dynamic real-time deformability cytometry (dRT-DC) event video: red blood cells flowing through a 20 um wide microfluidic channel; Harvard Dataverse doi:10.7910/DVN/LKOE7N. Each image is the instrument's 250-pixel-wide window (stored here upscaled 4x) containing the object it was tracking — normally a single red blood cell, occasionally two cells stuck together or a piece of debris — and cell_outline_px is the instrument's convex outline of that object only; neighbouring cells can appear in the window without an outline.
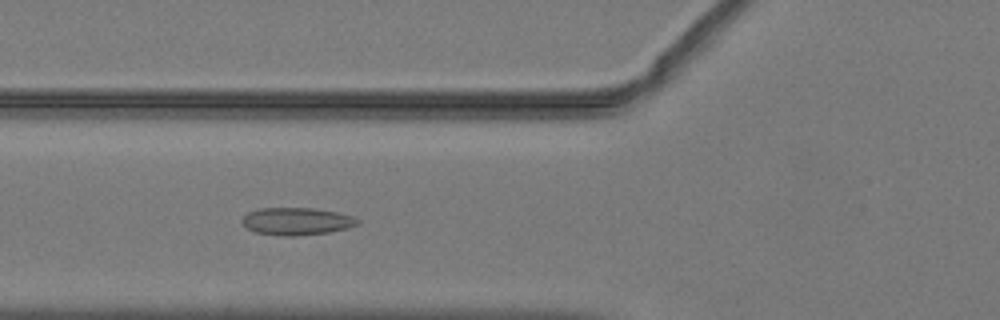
{"species": "common noctule bat (a hibernating species)", "species_latin": "Nyctalus noctula", "temperature_condition": "warm", "stored_images_in_passage": 50, "camera_frame_rate_fps": 3000, "um_per_image_px": 0.085, "animal": {"sex": "male", "body_mass_g": 19.2, "forearm_length_mm": 51.8}, "frame": {"image": 1, "passage_image": 19, "time_ms": 6.0, "image_size_px": [1000, 320], "cell_outline_px": [[360, 220], [356, 224], [348, 228], [328, 232], [296, 236], [280, 236], [256, 232], [248, 228], [240, 220], [248, 212], [260, 208], [312, 208], [340, 212], [352, 216]], "centroid_in_image_um": [25.21, 18.8], "position_along_channel_um": 100.6, "area_um2": 18.44}}
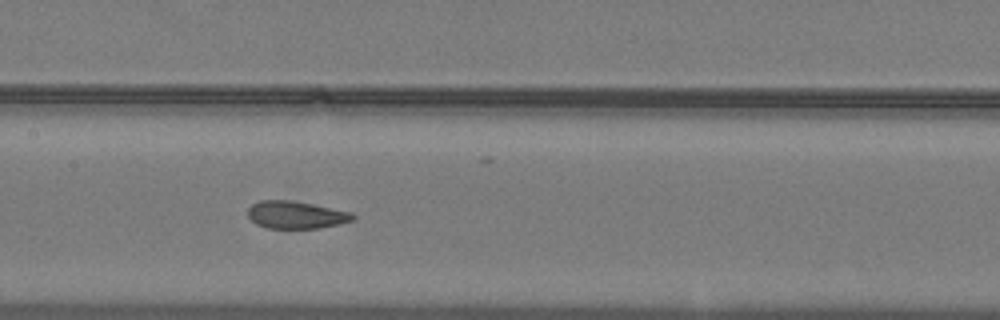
{"frame": {"image": 2, "passage_image": 25, "time_ms": 8.0, "image_size_px": [1000, 320], "cell_outline_px": [[356, 220], [340, 224], [320, 228], [268, 228], [256, 224], [248, 216], [248, 208], [252, 204], [260, 200], [288, 200], [352, 212], [356, 216]], "centroid_in_image_um": [25.18, 18.27], "position_along_channel_um": 182.2, "area_um2": 16.76}}
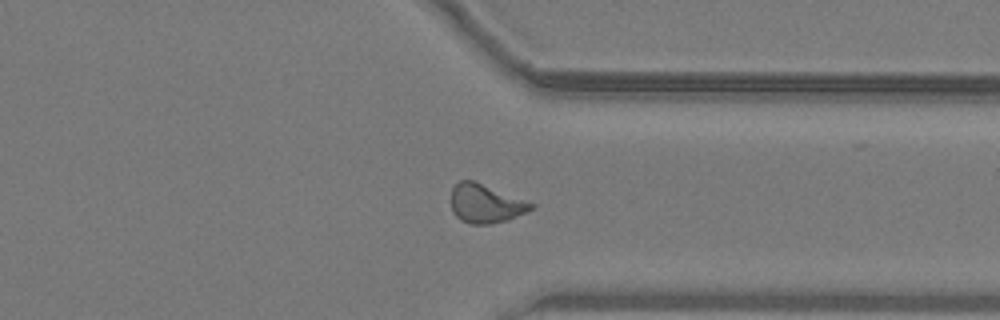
{"frame": {"image": 3, "passage_image": 39, "time_ms": 12.667, "image_size_px": [1000, 320], "cell_outline_px": [[536, 204], [532, 208], [508, 220], [492, 224], [472, 224], [460, 220], [452, 212], [452, 188], [460, 180], [476, 180]], "centroid_in_image_um": [41.27, 17.29], "position_along_channel_um": 370.1, "area_um2": 18.15}, "authors_computed_cell_mechanics": {"area_um2": 17.6001, "velocity_mm_per_s": 4.0436, "shape_relaxation_time_tau1_ms": null, "shape_relaxation_time_tau2_ms": 1.3486, "deformation_change_tau1": null, "deformation_change_tau2": 0.0698}}